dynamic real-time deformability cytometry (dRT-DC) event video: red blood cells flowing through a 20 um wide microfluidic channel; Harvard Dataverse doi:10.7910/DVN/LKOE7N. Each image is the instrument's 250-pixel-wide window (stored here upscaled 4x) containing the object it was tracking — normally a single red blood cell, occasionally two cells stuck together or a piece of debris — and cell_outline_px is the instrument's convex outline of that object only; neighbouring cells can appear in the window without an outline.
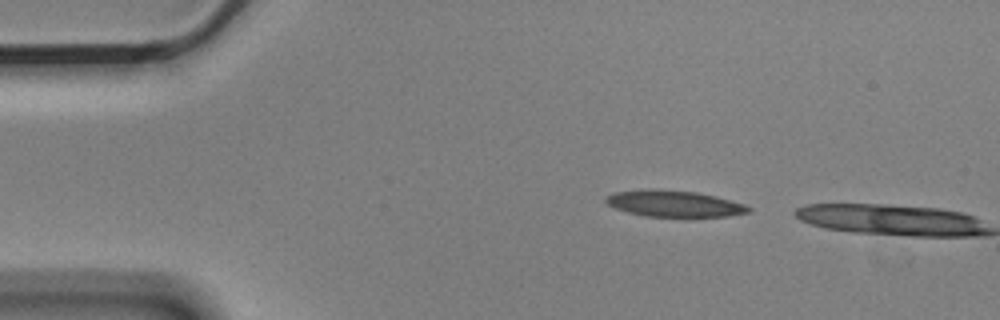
{"species": "Egyptian fruit bat (a non-hibernating species)", "species_latin": "Rousettus aegyptiacus", "temperature_condition": "cold", "stored_images_in_passage": 2, "camera_frame_rate_fps": 3000, "um_per_image_px": 0.085, "animal": {"sex": "male"}, "frame": {"image": 1, "passage_image": 1, "time_ms": 0.0, "image_size_px": [1000, 320], "cell_outline_px": [[752, 208], [748, 212], [728, 216], [644, 216], [628, 212], [616, 208], [608, 204], [604, 200], [604, 196], [612, 192], [648, 188], [696, 192], [716, 196], [744, 204]], "centroid_in_image_um": [57.24, 17.29], "position_along_channel_um": 27.8, "area_um2": 21.85}}